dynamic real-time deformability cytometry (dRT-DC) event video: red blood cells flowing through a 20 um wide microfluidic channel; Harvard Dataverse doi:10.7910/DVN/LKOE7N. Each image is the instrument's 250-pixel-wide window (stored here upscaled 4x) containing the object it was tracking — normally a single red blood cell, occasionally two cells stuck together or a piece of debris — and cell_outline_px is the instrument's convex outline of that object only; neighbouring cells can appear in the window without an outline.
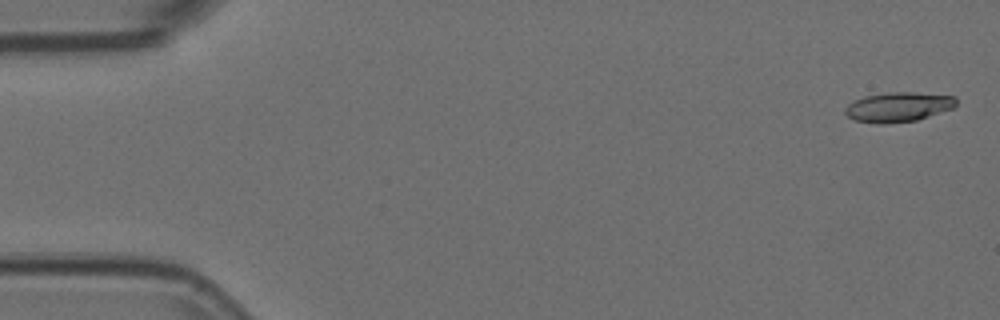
{"species": "Egyptian fruit bat (a non-hibernating species)", "species_latin": "Rousettus aegyptiacus", "temperature_condition": "room temperature", "stored_images_in_passage": 6, "camera_frame_rate_fps": 3000, "um_per_image_px": 0.085, "animal": {"sex": "female"}, "frame": {"image": 1, "passage_image": 1, "time_ms": 0.0, "image_size_px": [1000, 320], "cell_outline_px": [[956, 104], [952, 108], [916, 120], [884, 124], [880, 124], [856, 120], [848, 116], [844, 112], [844, 108], [852, 100], [864, 96], [888, 92], [916, 92], [956, 96]], "centroid_in_image_um": [76.32, 9.08], "position_along_channel_um": 8.7, "area_um2": 19.19}}
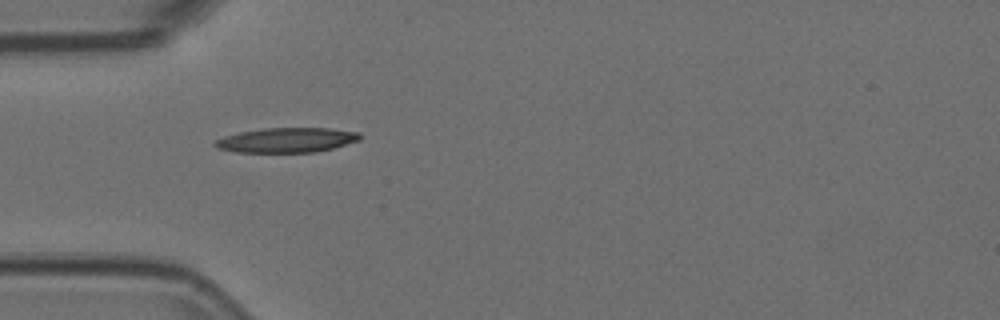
{"frame": {"image": 2, "passage_image": 5, "time_ms": 1.333, "image_size_px": [1000, 320], "cell_outline_px": [[360, 140], [332, 148], [316, 152], [236, 152], [216, 148], [212, 144], [216, 140], [224, 136], [240, 132], [264, 128], [328, 128], [360, 132]], "centroid_in_image_um": [24.35, 11.91], "position_along_channel_um": 60.6, "area_um2": 20.87}}